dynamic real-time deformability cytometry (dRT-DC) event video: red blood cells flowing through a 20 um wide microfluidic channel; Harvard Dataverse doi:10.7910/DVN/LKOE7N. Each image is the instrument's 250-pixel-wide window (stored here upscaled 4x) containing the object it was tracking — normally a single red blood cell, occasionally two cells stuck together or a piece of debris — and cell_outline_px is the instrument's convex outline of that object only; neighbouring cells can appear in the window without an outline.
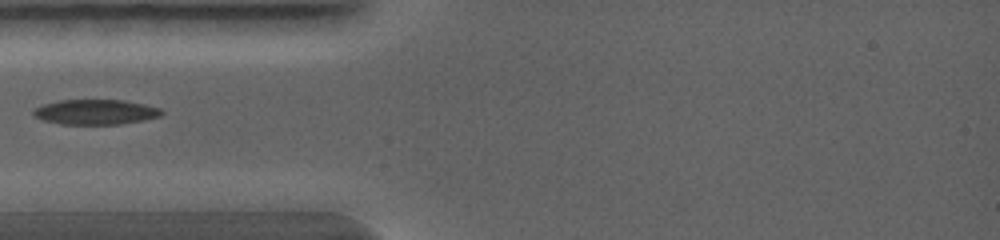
{"species": "common noctule bat (a hibernating species)", "species_latin": "Nyctalus noctula", "temperature_condition": "warm", "stored_images_in_passage": 13, "camera_frame_rate_fps": 5000, "um_per_image_px": 0.085, "animal": {"sex": "female", "body_mass_g": 19.0, "forearm_length_mm": 56.7}, "frame": {"image": 1, "passage_image": 1, "time_ms": 0.0, "image_size_px": [1000, 240], "cell_outline_px": [[164, 112], [160, 116], [144, 120], [120, 124], [60, 124], [44, 120], [32, 116], [32, 112], [36, 108], [44, 104], [60, 100], [124, 100], [144, 104], [160, 108]], "centroid_in_image_um": [8.13, 9.52], "position_along_channel_um": 76.9, "area_um2": 18.67}}
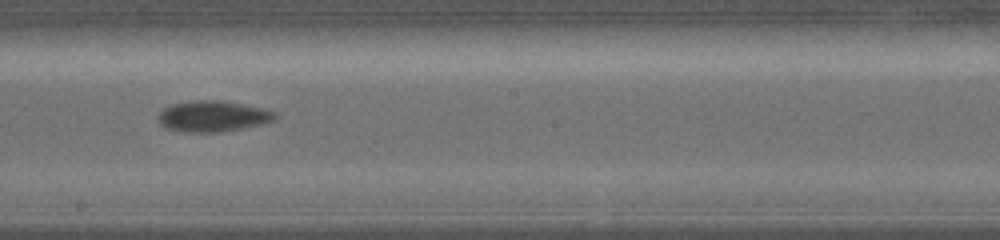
{"frame": {"image": 2, "passage_image": 5, "time_ms": 2.4, "image_size_px": [1000, 240], "cell_outline_px": [[276, 120], [264, 124], [220, 132], [184, 132], [164, 128], [156, 120], [156, 116], [164, 108], [172, 104], [192, 100], [224, 100], [260, 108], [276, 112]], "centroid_in_image_um": [18.05, 9.88], "position_along_channel_um": 230.1, "area_um2": 21.33}}
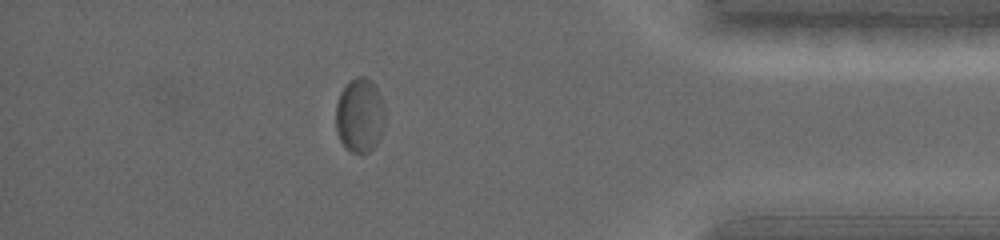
{"frame": {"image": 3, "passage_image": 10, "time_ms": 5.6, "image_size_px": [1000, 240], "cell_outline_px": [[384, 128], [380, 140], [368, 152], [352, 152], [344, 148], [336, 132], [336, 104], [340, 92], [348, 80], [356, 76], [364, 76], [376, 88], [384, 104]], "centroid_in_image_um": [30.56, 9.81], "position_along_channel_um": 404.6, "area_um2": 21.5}}